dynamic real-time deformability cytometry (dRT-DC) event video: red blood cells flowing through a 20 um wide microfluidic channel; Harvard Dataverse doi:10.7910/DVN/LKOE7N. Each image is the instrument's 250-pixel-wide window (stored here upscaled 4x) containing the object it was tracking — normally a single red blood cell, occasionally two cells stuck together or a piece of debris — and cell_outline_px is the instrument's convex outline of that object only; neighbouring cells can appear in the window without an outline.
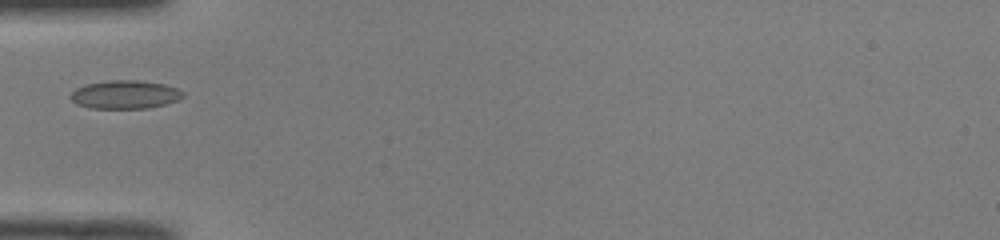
{"species": "common noctule bat (a hibernating species)", "species_latin": "Nyctalus noctula", "temperature_condition": "room temperature", "stored_images_in_passage": 21, "camera_frame_rate_fps": 3000, "um_per_image_px": 0.085, "animal": {"sex": "male", "body_mass_g": 19.0, "forearm_length_mm": 50.8}, "frame": {"image": 1, "passage_image": 1, "time_ms": 0.0, "image_size_px": [1000, 240], "cell_outline_px": [[184, 96], [176, 100], [164, 104], [148, 108], [92, 108], [76, 104], [68, 96], [76, 88], [84, 84], [108, 80], [136, 80], [164, 84], [176, 88], [184, 92]], "centroid_in_image_um": [10.59, 8.03], "position_along_channel_um": 74.4, "area_um2": 18.55}}
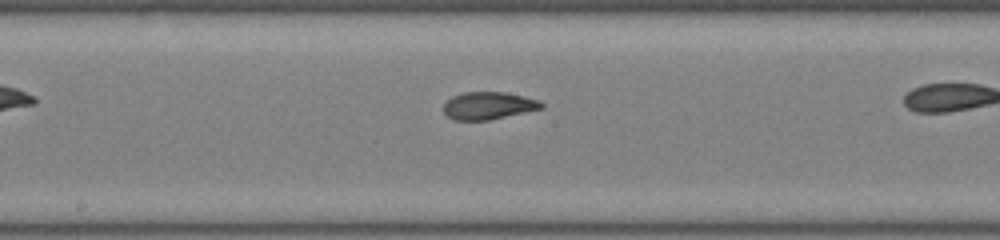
{"frame": {"image": 2, "passage_image": 8, "time_ms": 2.333, "image_size_px": [1000, 240], "cell_outline_px": [[544, 108], [488, 120], [452, 120], [444, 112], [444, 104], [452, 96], [464, 92], [504, 92], [524, 96], [540, 100], [544, 104]], "centroid_in_image_um": [41.53, 8.98], "position_along_channel_um": 206.7, "area_um2": 15.66}}
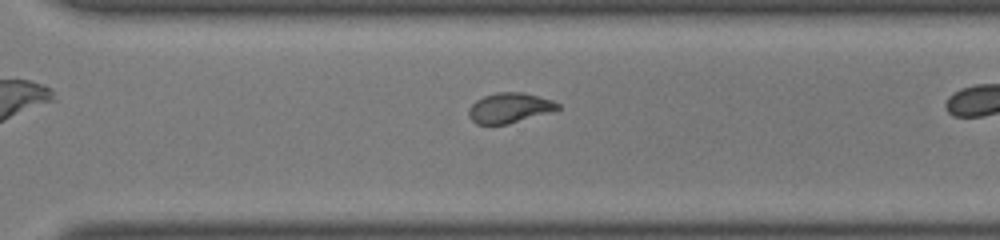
{"frame": {"image": 3, "passage_image": 17, "time_ms": 5.333, "image_size_px": [1000, 240], "cell_outline_px": [[560, 108], [556, 112], [508, 124], [476, 124], [468, 116], [468, 108], [476, 100], [484, 96], [496, 92], [524, 92], [552, 100], [560, 104]], "centroid_in_image_um": [43.35, 9.18], "position_along_channel_um": 327.2, "area_um2": 15.95}}